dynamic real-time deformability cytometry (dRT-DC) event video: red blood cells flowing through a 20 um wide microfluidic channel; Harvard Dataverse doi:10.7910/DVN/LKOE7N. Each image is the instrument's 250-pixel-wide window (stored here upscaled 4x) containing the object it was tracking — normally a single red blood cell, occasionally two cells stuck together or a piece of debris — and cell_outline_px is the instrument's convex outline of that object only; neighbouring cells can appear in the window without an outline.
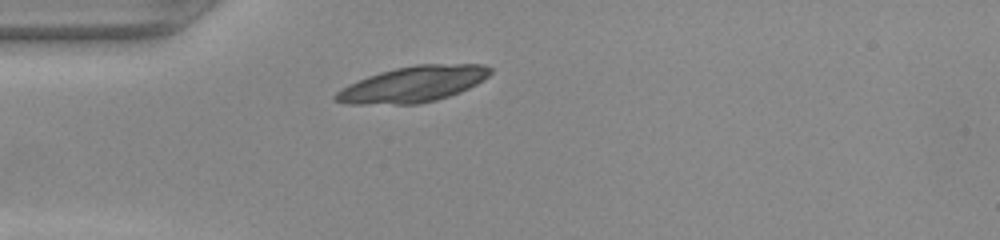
{"species": "common noctule bat (a hibernating species)", "species_latin": "Nyctalus noctula", "temperature_condition": "warm", "stored_images_in_passage": 33, "camera_frame_rate_fps": 3000, "um_per_image_px": 0.085, "animal": {"sex": "female", "body_mass_g": 22.0, "forearm_length_mm": 56.7}, "frame": {"image": 1, "passage_image": 1, "time_ms": 0.0, "image_size_px": [1000, 240], "cell_outline_px": [[492, 72], [484, 80], [460, 92], [436, 100], [420, 104], [344, 104], [332, 100], [332, 96], [336, 92], [348, 84], [368, 76], [380, 72], [396, 68], [416, 64], [484, 64], [492, 68]], "centroid_in_image_um": [35.09, 7.16], "position_along_channel_um": 49.9, "area_um2": 32.48}}
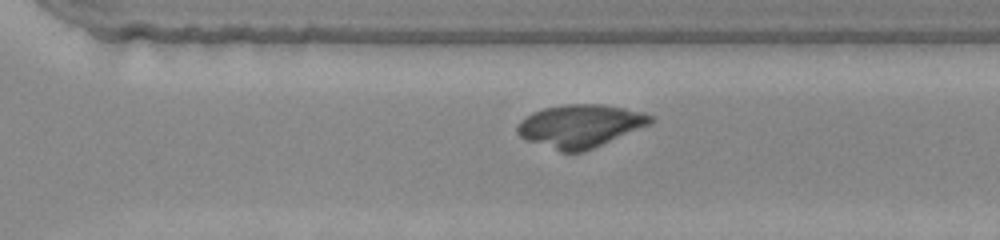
{"frame": {"image": 2, "passage_image": 22, "time_ms": 7.0, "image_size_px": [1000, 240], "cell_outline_px": [[656, 120], [648, 124], [584, 152], [560, 152], [528, 140], [520, 136], [516, 132], [516, 128], [520, 120], [532, 112], [544, 108], [564, 104], [600, 104], [624, 108], [644, 112], [656, 116]], "centroid_in_image_um": [49.3, 10.69], "position_along_channel_um": 321.3, "area_um2": 33.12}}
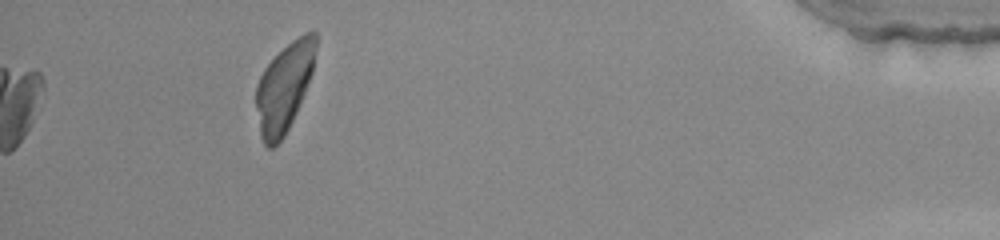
{"frame": {"image": 3, "passage_image": 33, "time_ms": 10.667, "image_size_px": [1000, 240], "cell_outline_px": [[316, 48], [312, 72], [296, 112], [284, 136], [272, 148], [268, 148], [264, 144], [260, 136], [256, 108], [256, 84], [264, 68], [292, 40], [304, 32], [316, 32]], "centroid_in_image_um": [24.14, 7.43], "position_along_channel_um": 411.1, "area_um2": 30.29}}